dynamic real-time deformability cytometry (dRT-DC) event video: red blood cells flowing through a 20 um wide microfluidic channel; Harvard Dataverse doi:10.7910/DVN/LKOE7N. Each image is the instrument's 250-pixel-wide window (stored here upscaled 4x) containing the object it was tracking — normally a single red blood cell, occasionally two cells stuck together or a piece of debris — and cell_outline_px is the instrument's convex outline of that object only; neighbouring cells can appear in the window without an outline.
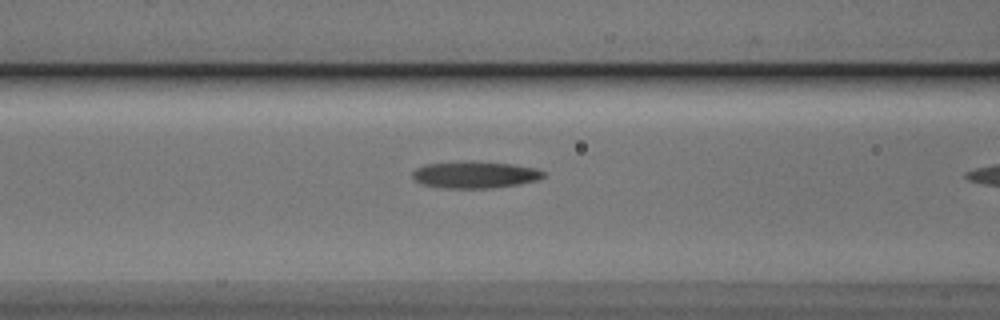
{"species": "Egyptian fruit bat (a non-hibernating species)", "species_latin": "Rousettus aegyptiacus", "temperature_condition": "cold", "stored_images_in_passage": 7, "camera_frame_rate_fps": 3000, "um_per_image_px": 0.085, "animal": {"sex": "male"}, "frame": {"image": 1, "passage_image": 6, "time_ms": 1.667, "image_size_px": [1000, 320], "cell_outline_px": [[544, 176], [536, 180], [516, 184], [488, 188], [444, 188], [424, 184], [416, 180], [412, 176], [412, 172], [416, 168], [424, 164], [460, 160], [512, 164], [536, 168], [544, 172]], "centroid_in_image_um": [40.32, 14.83], "position_along_channel_um": 126.3, "area_um2": 20.4}}